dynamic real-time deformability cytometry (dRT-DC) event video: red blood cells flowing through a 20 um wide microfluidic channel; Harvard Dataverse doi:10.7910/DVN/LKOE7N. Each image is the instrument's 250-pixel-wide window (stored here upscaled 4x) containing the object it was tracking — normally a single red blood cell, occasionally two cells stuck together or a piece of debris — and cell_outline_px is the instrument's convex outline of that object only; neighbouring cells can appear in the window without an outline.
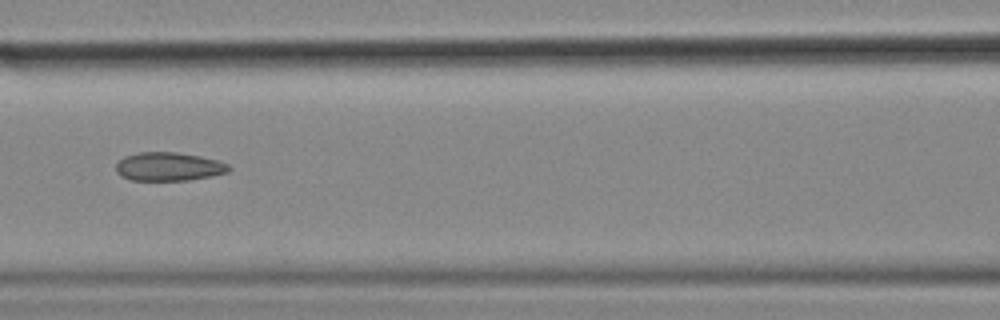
{"species": "common noctule bat (a hibernating species)", "species_latin": "Nyctalus noctula", "temperature_condition": "cold", "stored_images_in_passage": 56, "camera_frame_rate_fps": 3000, "um_per_image_px": 0.085, "animal": {"sex": "female", "body_mass_g": 18.4}, "frame": {"image": 1, "passage_image": 25, "time_ms": 8.0, "image_size_px": [1000, 320], "cell_outline_px": [[232, 168], [228, 172], [212, 176], [188, 180], [132, 180], [116, 172], [116, 164], [124, 156], [140, 152], [176, 152], [200, 156], [216, 160], [228, 164]], "centroid_in_image_um": [14.36, 14.16], "position_along_channel_um": 152.2, "area_um2": 18.67}, "authors_computed_cell_mechanics": {"area_um2": 19.7387, "velocity_mm_per_s": 3.6015, "shape_relaxation_time_tau1_ms": null, "shape_relaxation_time_tau2_ms": 3.7533, "deformation_change_tau1": null, "deformation_change_tau2": 0.1086}}